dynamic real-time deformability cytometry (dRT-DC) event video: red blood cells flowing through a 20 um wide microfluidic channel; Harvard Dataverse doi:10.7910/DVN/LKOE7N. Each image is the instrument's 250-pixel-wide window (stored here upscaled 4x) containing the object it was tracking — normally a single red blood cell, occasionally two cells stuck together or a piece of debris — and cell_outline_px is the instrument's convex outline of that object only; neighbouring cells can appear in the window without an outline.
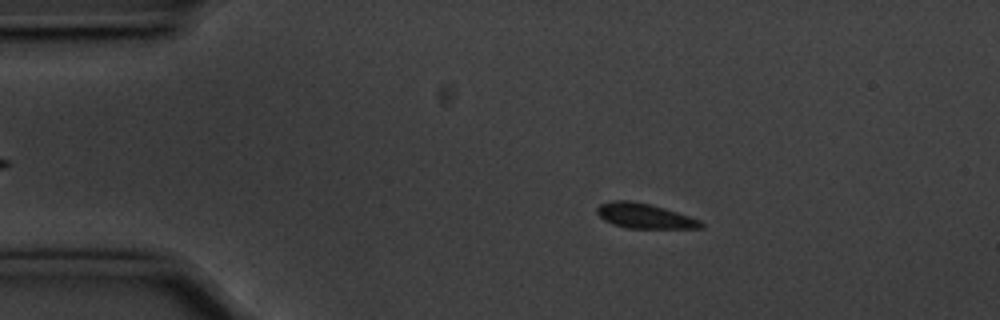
{"species": "common noctule bat (a hibernating species)", "species_latin": "Nyctalus noctula", "temperature_condition": "cold", "stored_images_in_passage": 56, "camera_frame_rate_fps": 3000, "um_per_image_px": 0.085, "animal": {"sex": "male", "body_mass_g": 20.1, "forearm_length_mm": 53.5}, "frame": {"image": 1, "passage_image": 10, "time_ms": 3.0, "image_size_px": [1000, 320], "cell_outline_px": [[704, 228], [628, 228], [612, 224], [604, 220], [596, 212], [596, 208], [600, 204], [612, 200], [628, 200], [648, 204], [664, 208], [700, 220], [704, 224]], "centroid_in_image_um": [54.76, 18.35], "position_along_channel_um": 30.2, "area_um2": 14.97}}
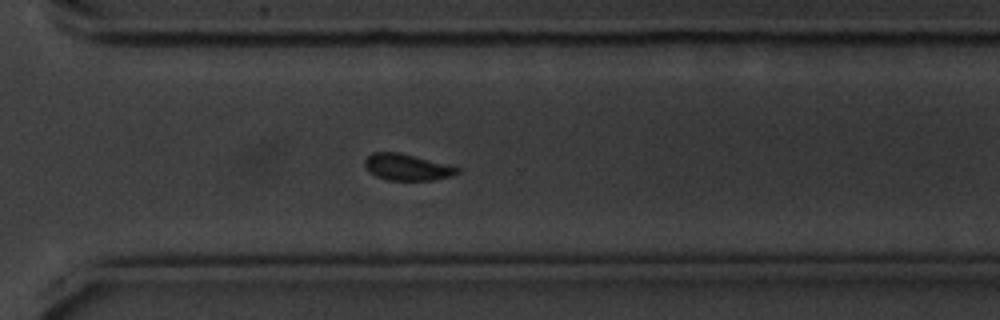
{"frame": {"image": 2, "passage_image": 40, "time_ms": 13.0, "image_size_px": [1000, 320], "cell_outline_px": [[460, 172], [452, 176], [432, 180], [388, 180], [376, 176], [368, 172], [364, 164], [364, 160], [372, 152], [396, 152], [460, 168]], "centroid_in_image_um": [34.55, 14.22], "position_along_channel_um": 336.1, "area_um2": 13.99}}
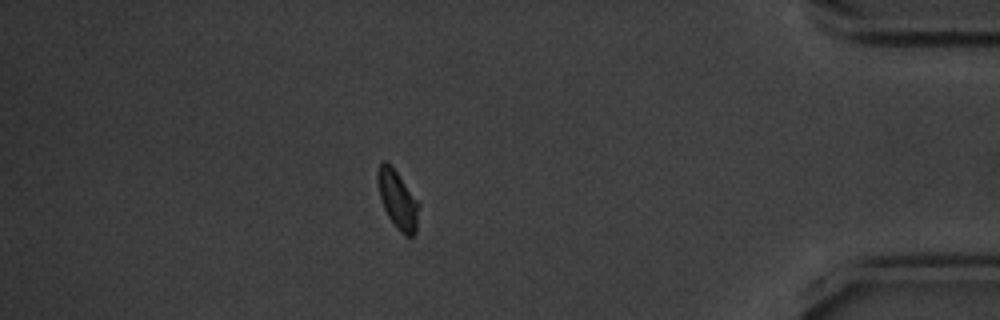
{"frame": {"image": 3, "passage_image": 49, "time_ms": 16.0, "image_size_px": [1000, 320], "cell_outline_px": [[420, 204], [416, 232], [412, 236], [404, 236], [400, 232], [388, 216], [384, 208], [380, 196], [376, 180], [376, 176], [380, 164], [384, 160], [396, 172]], "centroid_in_image_um": [33.81, 17.02], "position_along_channel_um": 401.4, "area_um2": 13.7}}